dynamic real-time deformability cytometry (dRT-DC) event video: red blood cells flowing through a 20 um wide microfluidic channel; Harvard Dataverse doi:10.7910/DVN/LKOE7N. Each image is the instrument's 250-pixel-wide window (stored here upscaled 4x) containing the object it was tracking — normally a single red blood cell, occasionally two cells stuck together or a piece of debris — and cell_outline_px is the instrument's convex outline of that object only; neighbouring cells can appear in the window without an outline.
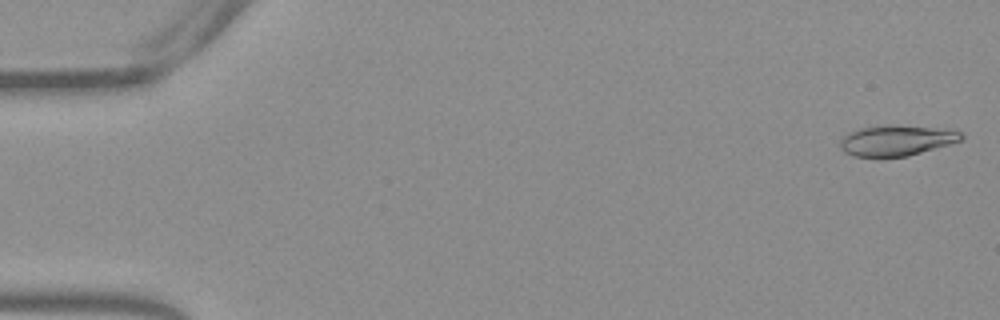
{"species": "Egyptian fruit bat (a non-hibernating species)", "species_latin": "Rousettus aegyptiacus", "temperature_condition": "warm", "stored_images_in_passage": 53, "camera_frame_rate_fps": 3000, "um_per_image_px": 0.085, "frame": {"image": 1, "passage_image": 1, "time_ms": 0.0, "image_size_px": [1000, 320], "cell_outline_px": [[964, 140], [908, 156], [880, 160], [852, 156], [844, 152], [840, 148], [840, 140], [848, 132], [860, 128], [884, 124], [888, 124], [932, 128], [960, 132], [964, 136]], "centroid_in_image_um": [76.11, 11.99], "position_along_channel_um": 8.9, "area_um2": 22.25}}
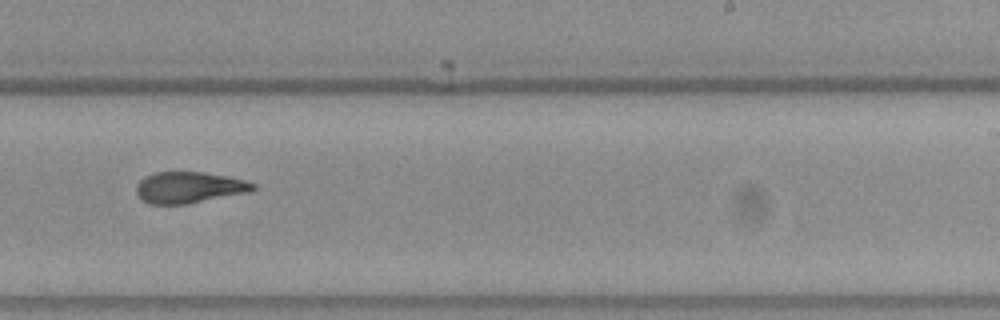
{"frame": {"image": 2, "passage_image": 33, "time_ms": 10.667, "image_size_px": [1000, 320], "cell_outline_px": [[256, 188], [252, 192], [188, 204], [148, 204], [136, 192], [136, 184], [144, 176], [156, 172], [204, 172], [228, 176], [244, 180], [256, 184]], "centroid_in_image_um": [16.11, 15.93], "position_along_channel_um": 272.9, "area_um2": 21.5}}
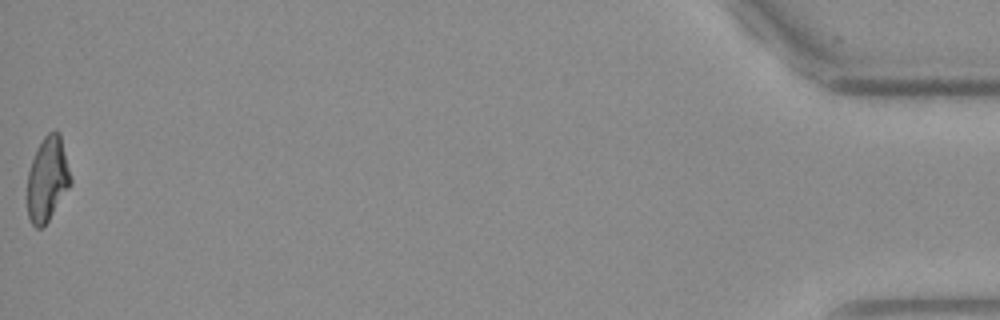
{"frame": {"image": 3, "passage_image": 53, "time_ms": 17.333, "image_size_px": [1000, 320], "cell_outline_px": [[72, 184], [48, 220], [40, 228], [36, 228], [32, 224], [28, 216], [28, 172], [36, 148], [44, 136], [48, 132], [56, 128], [60, 132], [72, 176]], "centroid_in_image_um": [4.06, 15.16], "position_along_channel_um": 431.1, "area_um2": 21.5}, "authors_computed_cell_mechanics": {"area_um2": 21.7328, "velocity_mm_per_s": 3.8307, "shape_relaxation_time_tau1_ms": null, "shape_relaxation_time_tau2_ms": 2.6822, "deformation_change_tau1": null, "deformation_change_tau2": 0.098}}